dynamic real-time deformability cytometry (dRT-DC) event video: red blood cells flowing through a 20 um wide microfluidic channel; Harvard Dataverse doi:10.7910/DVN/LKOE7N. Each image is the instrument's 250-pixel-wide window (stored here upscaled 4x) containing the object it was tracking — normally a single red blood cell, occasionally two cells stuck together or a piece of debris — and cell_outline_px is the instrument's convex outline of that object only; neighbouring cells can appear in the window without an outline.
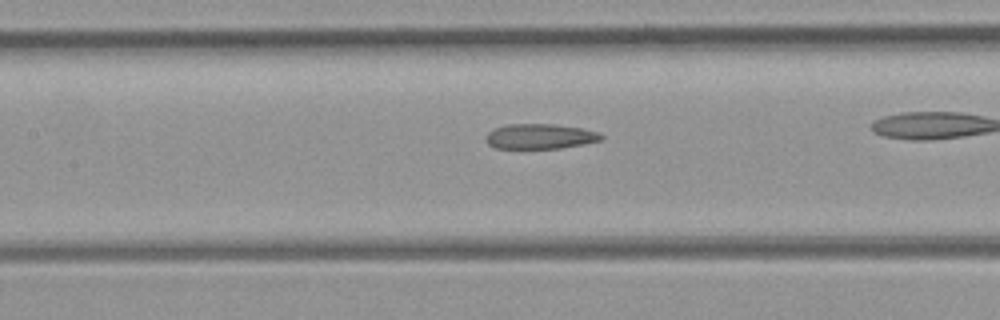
{"species": "common noctule bat (a hibernating species)", "species_latin": "Nyctalus noctula", "temperature_condition": "room temperature", "stored_images_in_passage": 39, "camera_frame_rate_fps": 3000, "um_per_image_px": 0.085, "animal": {"sex": "female", "body_mass_g": 21.9}, "frame": {"image": 1, "passage_image": 23, "time_ms": 7.333, "image_size_px": [1000, 320], "cell_outline_px": [[604, 140], [584, 144], [560, 148], [496, 148], [488, 144], [484, 136], [492, 128], [508, 124], [556, 124], [580, 128], [600, 132], [604, 136]], "centroid_in_image_um": [45.91, 11.58], "position_along_channel_um": 161.5, "area_um2": 17.05}}